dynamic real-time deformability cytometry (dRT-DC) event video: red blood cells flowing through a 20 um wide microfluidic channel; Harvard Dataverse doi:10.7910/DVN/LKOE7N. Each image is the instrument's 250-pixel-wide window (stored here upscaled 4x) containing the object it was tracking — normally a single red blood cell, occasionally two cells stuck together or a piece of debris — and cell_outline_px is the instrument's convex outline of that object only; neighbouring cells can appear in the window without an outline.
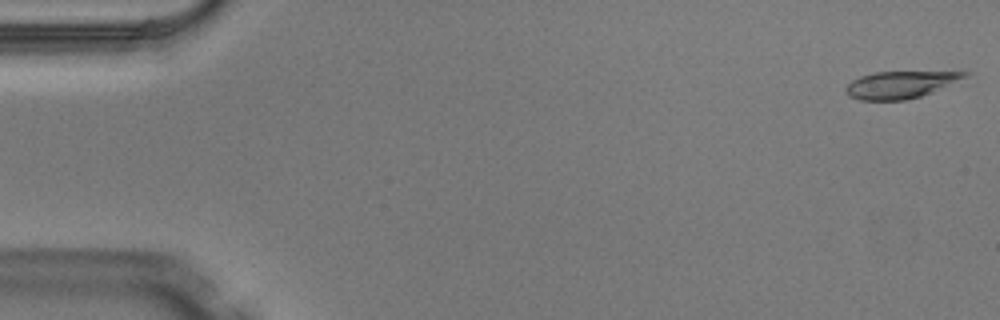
{"species": "Egyptian fruit bat (a non-hibernating species)", "species_latin": "Rousettus aegyptiacus", "temperature_condition": "warm", "stored_images_in_passage": 6, "camera_frame_rate_fps": 3000, "um_per_image_px": 0.085, "animal": {"sex": "male"}, "frame": {"image": 1, "passage_image": 1, "time_ms": 0.0, "image_size_px": [1000, 320], "cell_outline_px": [[968, 84], [904, 100], [860, 100], [848, 96], [844, 88], [852, 80], [860, 76], [876, 72], [968, 72]], "centroid_in_image_um": [76.75, 7.2], "position_along_channel_um": 8.2, "area_um2": 19.71}}
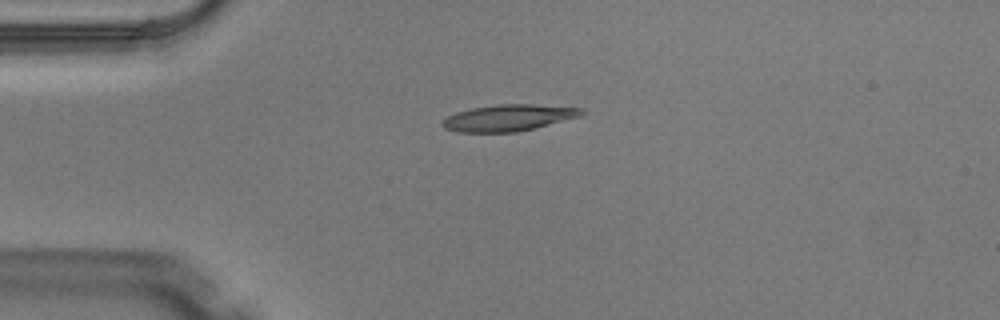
{"frame": {"image": 2, "passage_image": 4, "time_ms": 1.0, "image_size_px": [1000, 320], "cell_outline_px": [[584, 112], [580, 116], [516, 132], [460, 132], [444, 128], [440, 124], [448, 116], [456, 112], [472, 108], [496, 104], [532, 104], [584, 108]], "centroid_in_image_um": [43.2, 10.0], "position_along_channel_um": 41.8, "area_um2": 21.21}}